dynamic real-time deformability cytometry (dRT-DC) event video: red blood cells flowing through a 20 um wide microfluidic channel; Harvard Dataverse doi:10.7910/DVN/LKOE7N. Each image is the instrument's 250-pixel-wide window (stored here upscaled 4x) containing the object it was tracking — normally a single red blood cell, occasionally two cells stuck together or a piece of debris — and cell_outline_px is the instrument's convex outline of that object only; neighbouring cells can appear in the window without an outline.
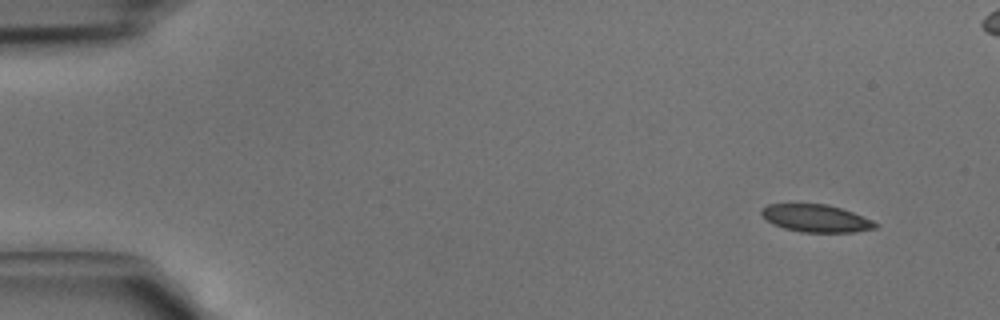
{"species": "common noctule bat (a hibernating species)", "species_latin": "Nyctalus noctula", "temperature_condition": "cold", "stored_images_in_passage": 4, "camera_frame_rate_fps": 3000, "um_per_image_px": 0.085, "animal": {"sex": "male", "body_mass_g": 15.6}, "frame": {"image": 1, "passage_image": 1, "time_ms": 0.0, "image_size_px": [1000, 320], "cell_outline_px": [[880, 224], [876, 228], [852, 232], [800, 232], [784, 228], [772, 224], [760, 212], [760, 208], [768, 204], [828, 204], [852, 212], [872, 220]], "centroid_in_image_um": [69.35, 18.55], "position_along_channel_um": 15.6, "area_um2": 18.21}}